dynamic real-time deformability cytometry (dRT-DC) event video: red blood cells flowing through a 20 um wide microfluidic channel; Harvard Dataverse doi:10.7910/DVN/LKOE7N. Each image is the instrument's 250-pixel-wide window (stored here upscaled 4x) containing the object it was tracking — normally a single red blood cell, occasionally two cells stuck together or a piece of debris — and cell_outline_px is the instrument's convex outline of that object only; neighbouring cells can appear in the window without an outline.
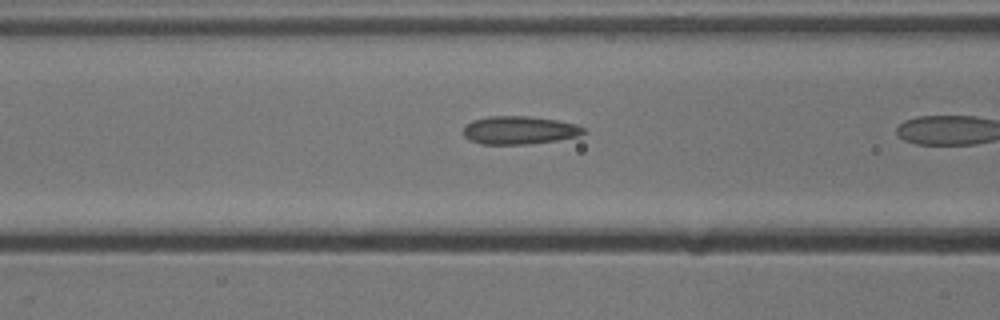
{"species": "common noctule bat (a hibernating species)", "species_latin": "Nyctalus noctula", "temperature_condition": "cold", "stored_images_in_passage": 10, "camera_frame_rate_fps": 3000, "um_per_image_px": 0.085, "animal": {"sex": "male", "body_mass_g": 13.3}, "frame": {"image": 1, "passage_image": 9, "time_ms": 2.667, "image_size_px": [1000, 320], "cell_outline_px": [[584, 132], [576, 136], [556, 140], [532, 144], [480, 144], [468, 140], [464, 136], [464, 124], [472, 120], [488, 116], [528, 116], [556, 120], [576, 124], [584, 128]], "centroid_in_image_um": [44.08, 11.06], "position_along_channel_um": 122.5, "area_um2": 19.71}}